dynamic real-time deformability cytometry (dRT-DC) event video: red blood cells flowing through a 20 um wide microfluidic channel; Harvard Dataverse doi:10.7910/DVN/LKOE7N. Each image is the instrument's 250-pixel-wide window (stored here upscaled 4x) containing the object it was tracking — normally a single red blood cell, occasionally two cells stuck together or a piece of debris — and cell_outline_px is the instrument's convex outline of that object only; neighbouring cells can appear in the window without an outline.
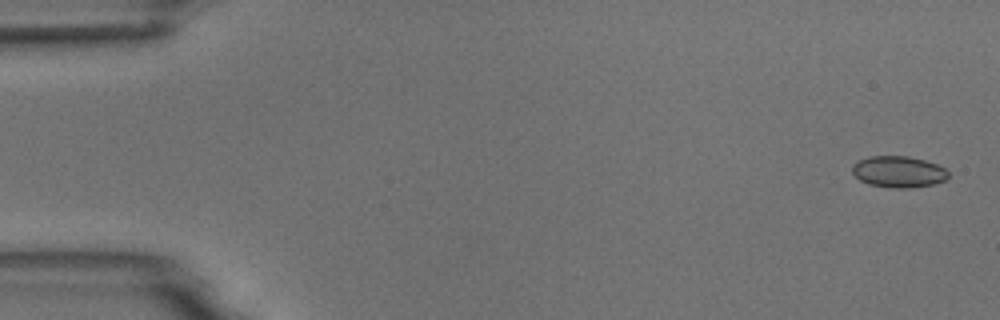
{"species": "common noctule bat (a hibernating species)", "species_latin": "Nyctalus noctula", "temperature_condition": "room temperature", "stored_images_in_passage": 6, "segment_of_instrument_passage": [1, 2], "camera_frame_rate_fps": 3000, "um_per_image_px": 0.085, "animal": {"sex": "male", "body_mass_g": 18.8}, "frame": {"image": 1, "passage_image": 1, "time_ms": 0.0, "image_size_px": [1000, 320], "cell_outline_px": [[948, 176], [944, 180], [932, 184], [908, 188], [892, 188], [868, 184], [860, 180], [852, 172], [852, 164], [868, 156], [908, 156], [924, 160], [936, 164], [944, 168], [948, 172]], "centroid_in_image_um": [76.34, 14.6], "position_along_channel_um": 8.7, "area_um2": 17.46}}
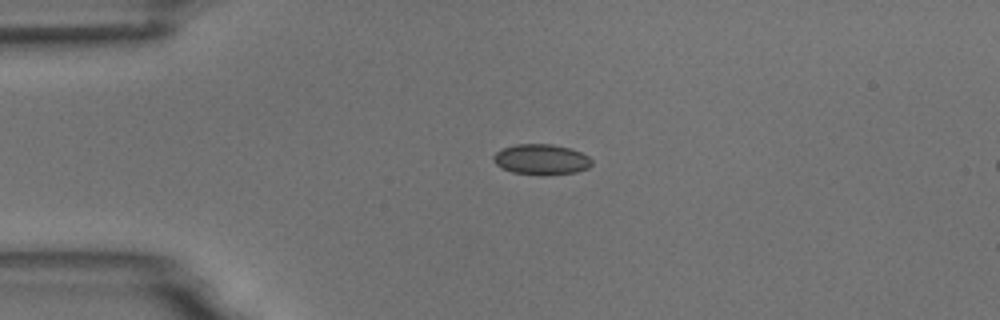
{"frame": {"image": 2, "passage_image": 4, "time_ms": 3.667, "image_size_px": [1000, 320], "cell_outline_px": [[592, 164], [588, 168], [576, 172], [544, 176], [540, 176], [512, 172], [500, 168], [492, 160], [492, 156], [496, 152], [504, 148], [516, 144], [552, 144], [572, 148], [588, 156], [592, 160]], "centroid_in_image_um": [46.0, 13.57], "position_along_channel_um": 39.0, "area_um2": 17.8}}